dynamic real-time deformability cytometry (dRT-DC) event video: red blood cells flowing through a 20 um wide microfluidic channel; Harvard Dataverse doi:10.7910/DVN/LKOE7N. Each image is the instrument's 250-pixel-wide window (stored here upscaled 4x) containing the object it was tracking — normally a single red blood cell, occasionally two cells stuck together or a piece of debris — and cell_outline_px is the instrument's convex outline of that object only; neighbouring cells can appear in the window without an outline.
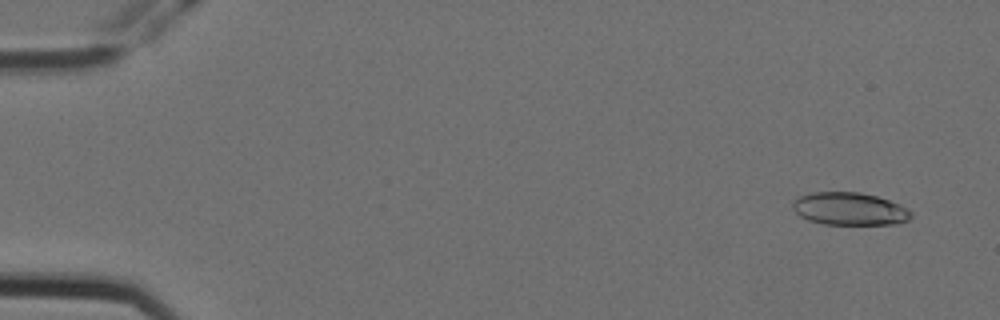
{"species": "Egyptian fruit bat (a non-hibernating species)", "species_latin": "Rousettus aegyptiacus", "temperature_condition": "cold", "stored_images_in_passage": 6, "camera_frame_rate_fps": 3000, "um_per_image_px": 0.085, "animal": {"sex": "female"}, "frame": {"image": 1, "passage_image": 1, "time_ms": 0.0, "image_size_px": [1000, 320], "cell_outline_px": [[912, 216], [908, 220], [900, 224], [824, 224], [808, 220], [800, 216], [792, 208], [792, 200], [800, 196], [812, 192], [860, 192], [876, 196], [900, 204], [912, 212]], "centroid_in_image_um": [72.21, 17.75], "position_along_channel_um": 12.8, "area_um2": 22.66}}